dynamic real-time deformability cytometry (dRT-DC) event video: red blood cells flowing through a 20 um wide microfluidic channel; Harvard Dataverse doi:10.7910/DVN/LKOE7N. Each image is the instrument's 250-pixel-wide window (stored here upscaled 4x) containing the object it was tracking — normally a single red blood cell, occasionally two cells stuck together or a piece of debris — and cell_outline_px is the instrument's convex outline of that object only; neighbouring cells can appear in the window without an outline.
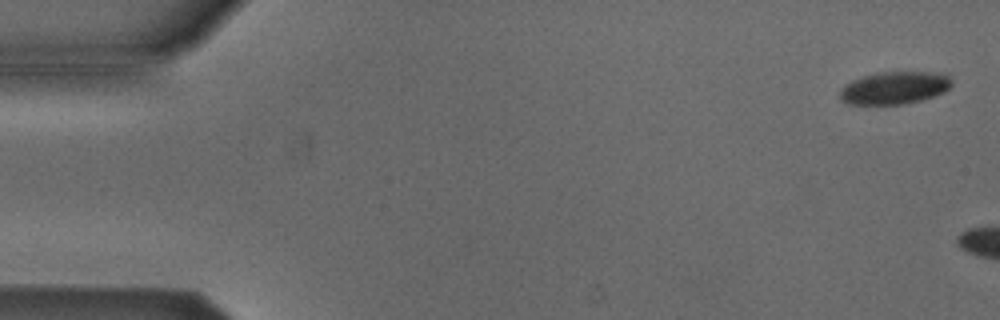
{"species": "Egyptian fruit bat (a non-hibernating species)", "species_latin": "Rousettus aegyptiacus", "temperature_condition": "cold", "stored_images_in_passage": 2, "camera_frame_rate_fps": 3000, "um_per_image_px": 0.085, "animal": {"sex": "male"}, "frame": {"image": 1, "passage_image": 1, "time_ms": 0.0, "image_size_px": [1000, 320], "cell_outline_px": [[952, 84], [944, 92], [920, 100], [900, 104], [848, 104], [840, 100], [840, 88], [844, 84], [852, 80], [876, 72], [940, 72], [948, 76], [952, 80]], "centroid_in_image_um": [76.0, 7.45], "position_along_channel_um": 9.0, "area_um2": 21.21}}